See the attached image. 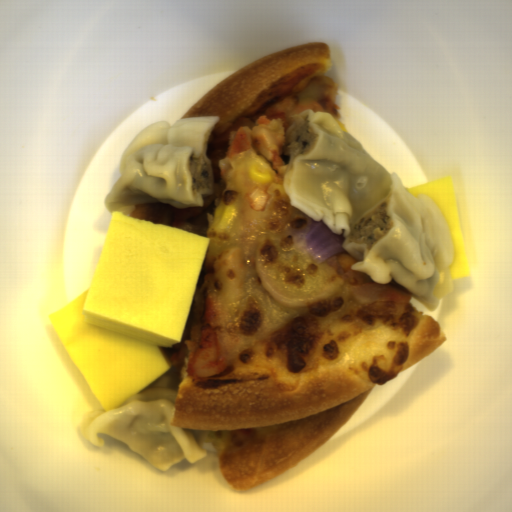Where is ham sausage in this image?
Here are the masks:
<instances>
[{"mask_svg": "<svg viewBox=\"0 0 512 512\" xmlns=\"http://www.w3.org/2000/svg\"><path fill=\"white\" fill-rule=\"evenodd\" d=\"M255 270L261 284L270 298L287 307H310L328 300V290H316L308 293H294L273 282L264 262L263 249H256L254 255Z\"/></svg>", "mask_w": 512, "mask_h": 512, "instance_id": "1", "label": "ham sausage"}]
</instances>
